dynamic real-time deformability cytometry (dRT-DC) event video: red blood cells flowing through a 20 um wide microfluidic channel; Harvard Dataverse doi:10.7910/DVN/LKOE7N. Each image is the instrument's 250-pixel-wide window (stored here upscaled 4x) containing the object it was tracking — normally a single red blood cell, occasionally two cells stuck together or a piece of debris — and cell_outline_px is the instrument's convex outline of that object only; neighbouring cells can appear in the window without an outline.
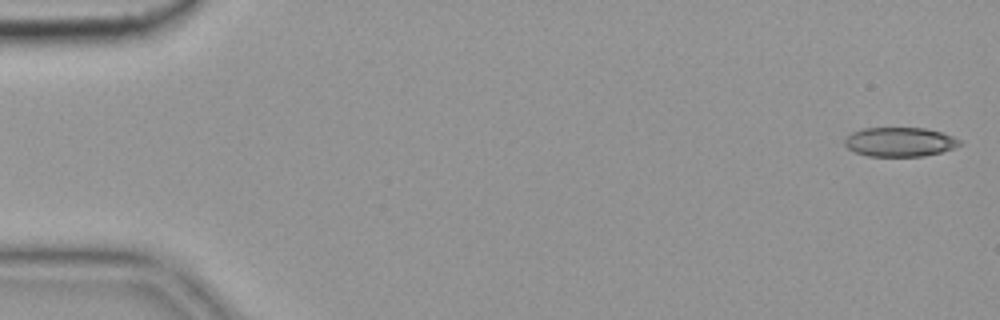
{"species": "common noctule bat (a hibernating species)", "species_latin": "Nyctalus noctula", "temperature_condition": "cold", "stored_images_in_passage": 4, "camera_frame_rate_fps": 3000, "um_per_image_px": 0.085, "animal": {"sex": "female", "body_mass_g": 19.9}, "frame": {"image": 1, "passage_image": 1, "time_ms": 0.0, "image_size_px": [1000, 320], "cell_outline_px": [[960, 144], [952, 148], [940, 152], [924, 156], [868, 156], [856, 152], [848, 148], [844, 144], [844, 140], [852, 132], [864, 128], [924, 128], [940, 132], [952, 136], [960, 140]], "centroid_in_image_um": [76.45, 12.06], "position_along_channel_um": 8.5, "area_um2": 19.36}}